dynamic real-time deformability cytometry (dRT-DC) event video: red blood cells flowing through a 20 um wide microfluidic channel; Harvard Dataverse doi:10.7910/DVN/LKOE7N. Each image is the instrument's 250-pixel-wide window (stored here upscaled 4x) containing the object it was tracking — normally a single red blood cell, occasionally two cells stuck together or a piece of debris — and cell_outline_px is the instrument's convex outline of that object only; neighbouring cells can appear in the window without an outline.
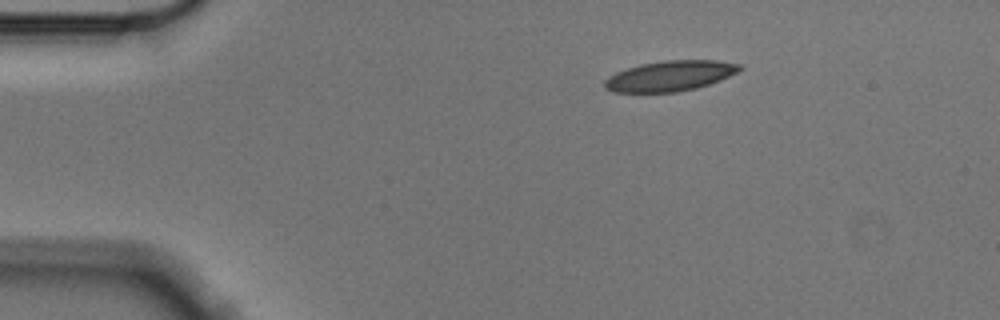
{"species": "Egyptian fruit bat (a non-hibernating species)", "species_latin": "Rousettus aegyptiacus", "temperature_condition": "cold", "stored_images_in_passage": 4, "camera_frame_rate_fps": 3000, "um_per_image_px": 0.085, "animal": {"sex": "male"}, "frame": {"image": 1, "passage_image": 1, "time_ms": 0.0, "image_size_px": [1000, 320], "cell_outline_px": [[744, 68], [720, 80], [696, 88], [676, 92], [612, 92], [604, 88], [604, 80], [608, 76], [616, 72], [640, 64], [664, 60], [716, 60], [740, 64]], "centroid_in_image_um": [56.93, 6.45], "position_along_channel_um": 28.1, "area_um2": 23.87}}